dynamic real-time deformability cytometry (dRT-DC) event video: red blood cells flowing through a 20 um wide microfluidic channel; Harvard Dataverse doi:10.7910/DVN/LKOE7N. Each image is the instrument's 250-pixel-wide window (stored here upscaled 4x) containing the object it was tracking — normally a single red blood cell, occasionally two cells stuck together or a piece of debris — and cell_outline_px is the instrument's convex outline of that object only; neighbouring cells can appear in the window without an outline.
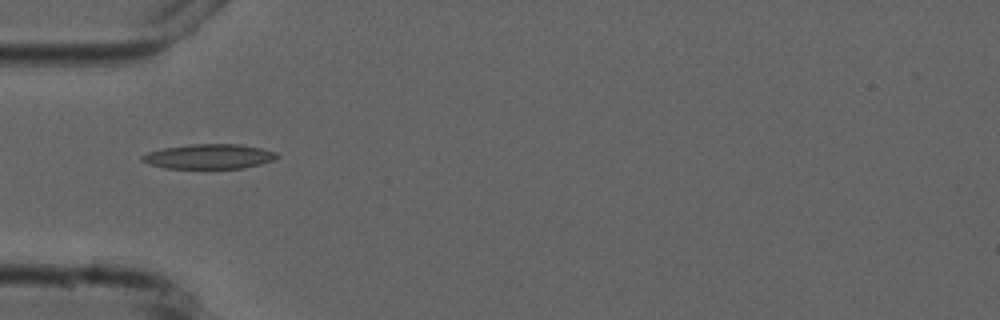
{"species": "common noctule bat (a hibernating species)", "species_latin": "Nyctalus noctula", "temperature_condition": "cold", "stored_images_in_passage": 6, "camera_frame_rate_fps": 3000, "um_per_image_px": 0.085, "animal": {"sex": "male", "forearm_length_mm": 52.5}, "frame": {"image": 1, "passage_image": 1, "time_ms": 0.0, "image_size_px": [1000, 320], "cell_outline_px": [[280, 156], [272, 160], [260, 164], [244, 168], [164, 168], [148, 164], [140, 160], [140, 156], [148, 152], [164, 148], [192, 144], [240, 144], [260, 148], [276, 152]], "centroid_in_image_um": [17.75, 13.3], "position_along_channel_um": 67.3, "area_um2": 19.42}}
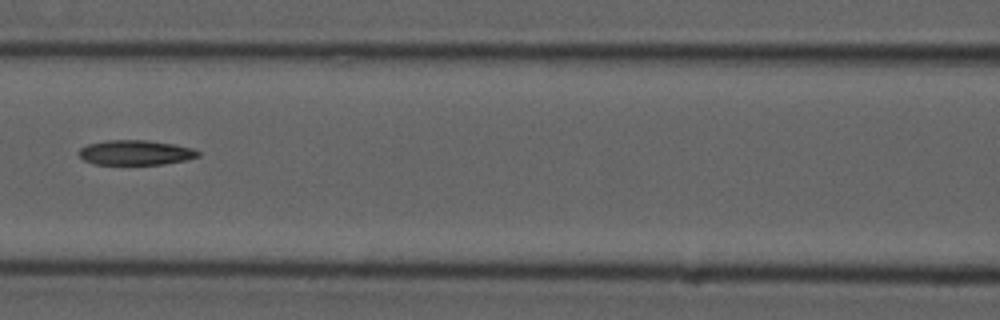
{"frame": {"image": 2, "passage_image": 3, "time_ms": 2.333, "image_size_px": [1000, 320], "cell_outline_px": [[200, 156], [184, 160], [164, 164], [92, 164], [84, 160], [76, 152], [80, 148], [88, 144], [108, 140], [144, 140], [172, 144], [192, 148], [200, 152]], "centroid_in_image_um": [11.48, 12.97], "position_along_channel_um": 155.1, "area_um2": 17.17}}
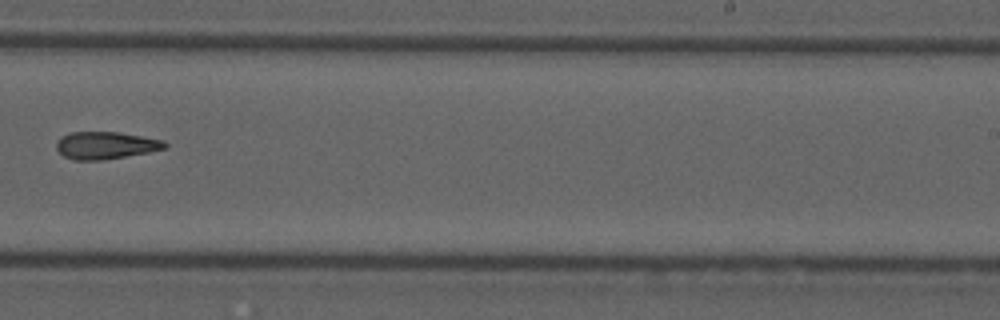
{"frame": {"image": 3, "passage_image": 6, "time_ms": 5.667, "image_size_px": [1000, 320], "cell_outline_px": [[168, 148], [148, 152], [100, 160], [72, 160], [64, 156], [56, 148], [56, 144], [60, 136], [68, 132], [120, 132], [164, 140], [168, 144]], "centroid_in_image_um": [8.98, 12.34], "position_along_channel_um": 280.0, "area_um2": 17.34}}